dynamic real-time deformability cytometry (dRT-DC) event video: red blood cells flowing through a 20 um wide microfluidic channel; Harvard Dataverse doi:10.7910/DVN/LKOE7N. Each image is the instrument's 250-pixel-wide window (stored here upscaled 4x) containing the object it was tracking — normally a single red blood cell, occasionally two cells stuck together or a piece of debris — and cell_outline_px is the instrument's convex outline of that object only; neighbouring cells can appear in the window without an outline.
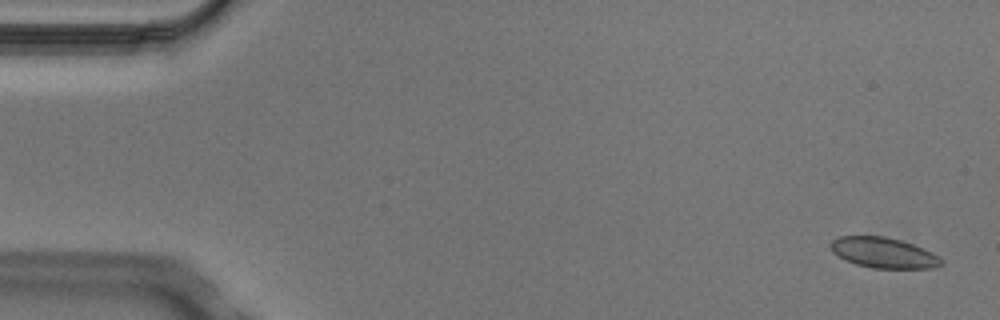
{"species": "Egyptian fruit bat (a non-hibernating species)", "species_latin": "Rousettus aegyptiacus", "temperature_condition": "cold", "stored_images_in_passage": 4, "camera_frame_rate_fps": 3000, "um_per_image_px": 0.085, "animal": {"sex": "male"}, "frame": {"image": 1, "passage_image": 1, "time_ms": 0.0, "image_size_px": [1000, 320], "cell_outline_px": [[944, 264], [932, 268], [872, 268], [856, 264], [844, 260], [832, 252], [832, 240], [840, 236], [884, 236], [900, 240], [912, 244], [932, 252], [944, 260]], "centroid_in_image_um": [75.12, 21.49], "position_along_channel_um": 9.9, "area_um2": 19.59}}
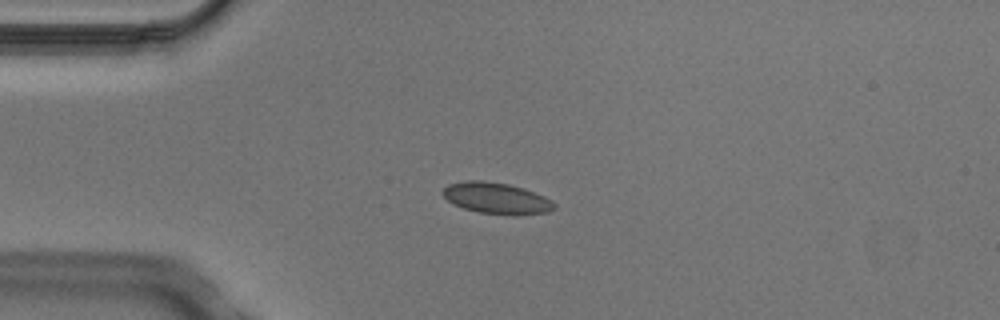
{"frame": {"image": 2, "passage_image": 4, "time_ms": 1.0, "image_size_px": [1000, 320], "cell_outline_px": [[556, 208], [548, 212], [516, 216], [512, 216], [480, 212], [464, 208], [452, 204], [440, 192], [448, 184], [468, 180], [480, 180], [508, 184], [524, 188], [544, 196], [552, 200], [556, 204]], "centroid_in_image_um": [42.22, 16.86], "position_along_channel_um": 42.8, "area_um2": 20.52}}